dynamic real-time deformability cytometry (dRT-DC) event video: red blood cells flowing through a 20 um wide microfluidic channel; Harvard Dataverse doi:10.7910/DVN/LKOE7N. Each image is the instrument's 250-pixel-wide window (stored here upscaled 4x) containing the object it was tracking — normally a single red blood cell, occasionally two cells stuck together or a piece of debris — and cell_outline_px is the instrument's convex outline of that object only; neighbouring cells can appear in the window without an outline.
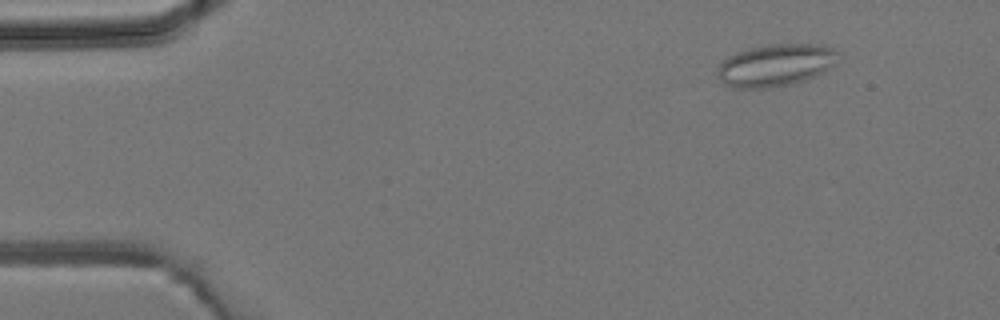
{"species": "common noctule bat (a hibernating species)", "species_latin": "Nyctalus noctula", "temperature_condition": "room temperature", "stored_images_in_passage": 5, "camera_frame_rate_fps": 3000, "um_per_image_px": 0.085, "animal": {"sex": "male", "body_mass_g": 19.2, "forearm_length_mm": 51.8}, "frame": {"image": 1, "passage_image": 2, "time_ms": 1.0, "image_size_px": [1000, 320], "cell_outline_px": [[836, 64], [824, 72], [804, 80], [788, 84], [768, 88], [732, 88], [724, 84], [720, 80], [716, 72], [720, 64], [728, 56], [736, 52], [768, 44], [824, 44], [832, 48], [836, 52]], "centroid_in_image_um": [65.91, 5.54], "position_along_channel_um": 19.1, "area_um2": 29.65}}
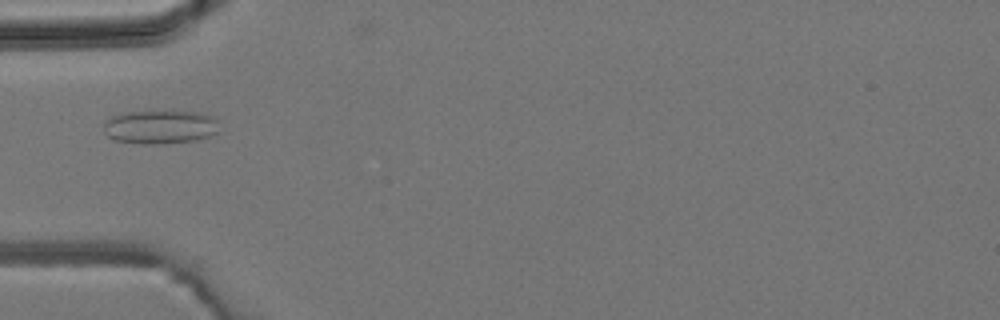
{"frame": {"image": 2, "passage_image": 4, "time_ms": 4.333, "image_size_px": [1000, 320], "cell_outline_px": [[220, 120], [216, 132], [208, 136], [196, 140], [164, 144], [140, 144], [116, 140], [108, 136], [104, 132], [104, 120], [112, 116], [128, 112], [200, 112], [212, 116]], "centroid_in_image_um": [13.62, 10.8], "position_along_channel_um": 71.4, "area_um2": 22.66}}